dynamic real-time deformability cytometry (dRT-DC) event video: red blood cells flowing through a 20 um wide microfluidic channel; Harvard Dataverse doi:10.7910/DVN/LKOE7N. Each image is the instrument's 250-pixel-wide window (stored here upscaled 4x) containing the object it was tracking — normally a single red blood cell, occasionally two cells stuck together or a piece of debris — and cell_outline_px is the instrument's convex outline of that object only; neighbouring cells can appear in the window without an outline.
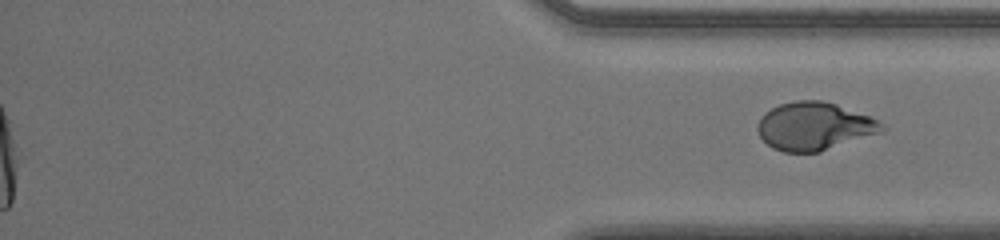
{"species": "human", "species_latin": "Homo sapiens", "temperature_condition": "room temperature", "stored_images_in_passage": 60, "segment_of_instrument_passage": [2, 2], "camera_frame_rate_fps": 3000, "um_per_image_px": 0.085, "donor": {"sex": "male"}, "frame": {"image": 1, "passage_image": 60, "time_ms": 19.667, "image_size_px": [1000, 240], "cell_outline_px": [[888, 128], [820, 152], [784, 152], [772, 148], [760, 136], [756, 128], [756, 124], [764, 112], [780, 104], [796, 100], [824, 100], [836, 104], [868, 116], [884, 124]], "centroid_in_image_um": [69.15, 10.72], "position_along_channel_um": 366.1, "area_um2": 34.33}}